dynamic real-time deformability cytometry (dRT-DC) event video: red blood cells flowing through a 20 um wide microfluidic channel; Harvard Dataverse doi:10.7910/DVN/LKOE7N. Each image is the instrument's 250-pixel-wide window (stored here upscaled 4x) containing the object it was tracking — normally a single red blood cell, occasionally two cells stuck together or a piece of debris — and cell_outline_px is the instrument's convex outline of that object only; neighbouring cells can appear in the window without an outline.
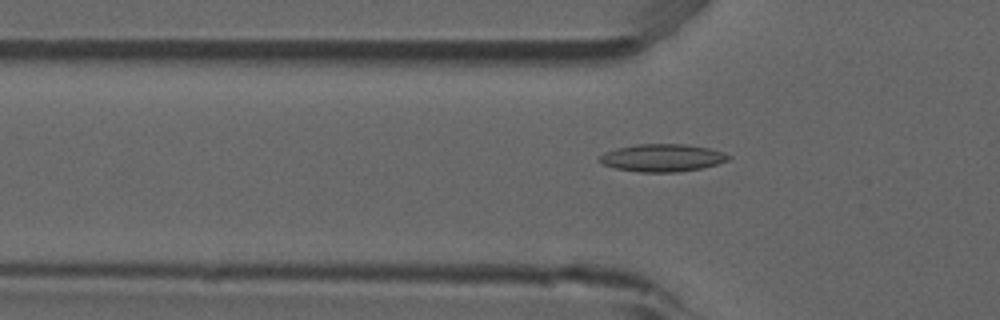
{"species": "common noctule bat (a hibernating species)", "species_latin": "Nyctalus noctula", "temperature_condition": "room temperature", "stored_images_in_passage": 45, "camera_frame_rate_fps": 3000, "um_per_image_px": 0.085, "animal": {"sex": "male", "forearm_length_mm": 52.5}, "frame": {"image": 1, "passage_image": 9, "time_ms": 2.667, "image_size_px": [1000, 320], "cell_outline_px": [[732, 156], [728, 160], [716, 164], [700, 168], [676, 172], [640, 172], [616, 168], [600, 164], [596, 160], [600, 156], [616, 148], [636, 144], [684, 144], [708, 148], [724, 152]], "centroid_in_image_um": [56.27, 13.41], "position_along_channel_um": 69.5, "area_um2": 20.63}}
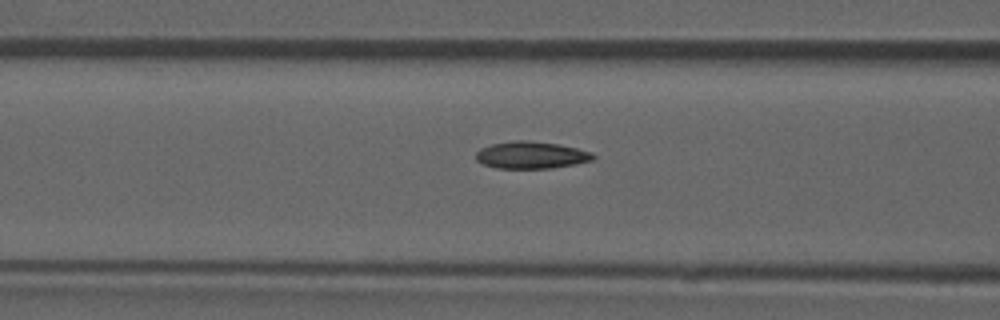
{"frame": {"image": 2, "passage_image": 13, "time_ms": 4.0, "image_size_px": [1000, 320], "cell_outline_px": [[596, 156], [592, 160], [576, 164], [552, 168], [496, 168], [484, 164], [476, 160], [476, 152], [480, 148], [492, 144], [516, 140], [528, 140], [556, 144], [576, 148], [592, 152]], "centroid_in_image_um": [45.15, 13.18], "position_along_channel_um": 121.5, "area_um2": 18.44}}
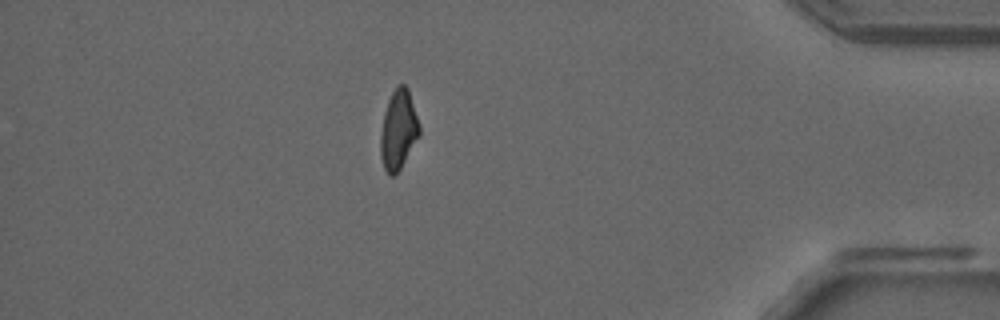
{"frame": {"image": 3, "passage_image": 38, "time_ms": 12.333, "image_size_px": [1000, 320], "cell_outline_px": [[420, 136], [400, 168], [392, 176], [388, 176], [384, 168], [380, 156], [380, 136], [384, 112], [388, 100], [396, 84], [404, 84], [408, 88], [420, 124]], "centroid_in_image_um": [33.87, 11.01], "position_along_channel_um": 401.3, "area_um2": 18.15}}